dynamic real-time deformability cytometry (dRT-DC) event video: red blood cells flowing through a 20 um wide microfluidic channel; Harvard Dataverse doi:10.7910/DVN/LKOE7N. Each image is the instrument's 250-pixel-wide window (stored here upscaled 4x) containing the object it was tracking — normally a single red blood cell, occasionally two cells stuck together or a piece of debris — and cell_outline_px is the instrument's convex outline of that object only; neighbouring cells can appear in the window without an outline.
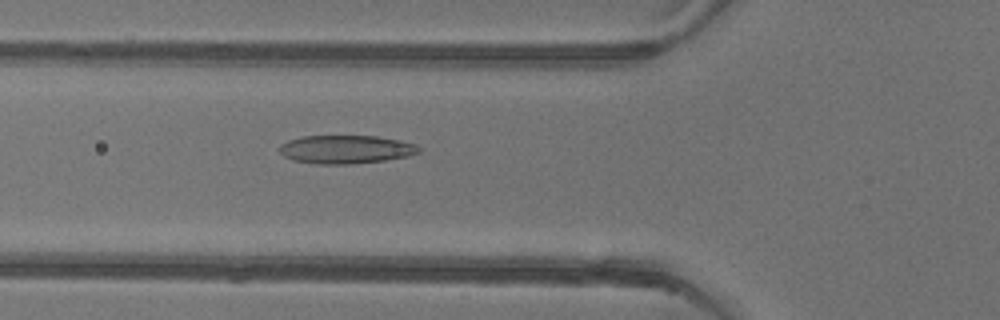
{"species": "common noctule bat (a hibernating species)", "species_latin": "Nyctalus noctula", "temperature_condition": "warm", "stored_images_in_passage": 46, "camera_frame_rate_fps": 3000, "um_per_image_px": 0.085, "animal": {"sex": "female"}, "frame": {"image": 1, "passage_image": 19, "time_ms": 6.0, "image_size_px": [1000, 320], "cell_outline_px": [[420, 152], [408, 156], [384, 160], [348, 164], [316, 164], [292, 160], [284, 156], [280, 152], [280, 144], [288, 140], [300, 136], [376, 136], [400, 140], [416, 144], [420, 148]], "centroid_in_image_um": [29.38, 12.69], "position_along_channel_um": 96.4, "area_um2": 23.06}}
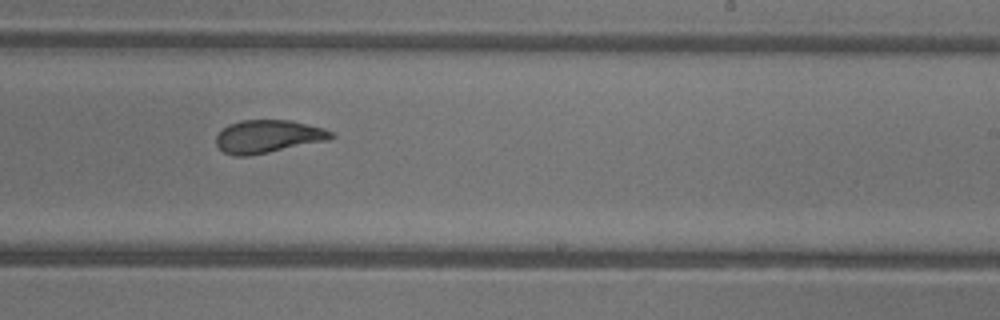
{"frame": {"image": 2, "passage_image": 32, "time_ms": 10.333, "image_size_px": [1000, 320], "cell_outline_px": [[336, 136], [328, 140], [248, 156], [232, 156], [224, 152], [216, 144], [216, 136], [228, 124], [240, 120], [292, 120], [324, 128], [332, 132]], "centroid_in_image_um": [22.78, 11.59], "position_along_channel_um": 266.2, "area_um2": 22.02}}
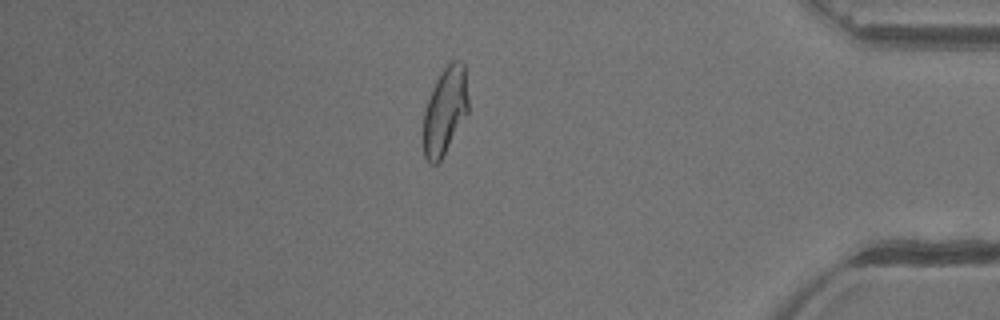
{"frame": {"image": 3, "passage_image": 45, "time_ms": 14.667, "image_size_px": [1000, 320], "cell_outline_px": [[468, 112], [440, 160], [436, 164], [428, 164], [424, 156], [424, 112], [432, 88], [440, 72], [452, 60], [460, 60], [464, 64], [468, 100]], "centroid_in_image_um": [37.82, 9.4], "position_along_channel_um": 397.4, "area_um2": 22.54}, "authors_computed_cell_mechanics": {"area_um2": 23.0333, "velocity_mm_per_s": 3.9065, "shape_relaxation_time_tau1_ms": 6.9756, "shape_relaxation_time_tau2_ms": 1.2425, "deformation_change_tau1": 0.1958, "deformation_change_tau2": 0.0794}}